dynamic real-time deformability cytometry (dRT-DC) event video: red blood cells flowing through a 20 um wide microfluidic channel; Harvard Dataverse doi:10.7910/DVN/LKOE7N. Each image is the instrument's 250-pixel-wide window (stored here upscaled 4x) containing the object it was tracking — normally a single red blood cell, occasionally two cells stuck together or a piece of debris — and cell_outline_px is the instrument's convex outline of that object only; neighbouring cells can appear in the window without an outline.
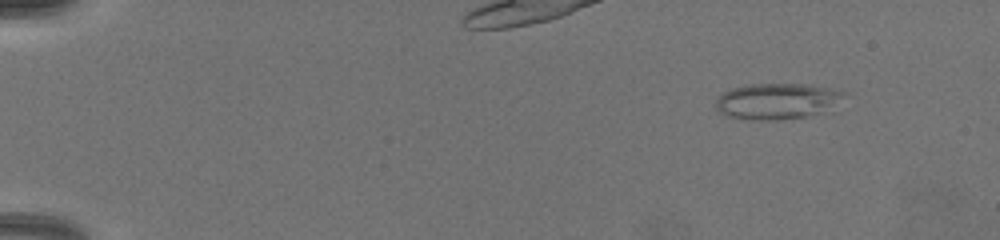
{"species": "common noctule bat (a hibernating species)", "species_latin": "Nyctalus noctula", "temperature_condition": "warm", "stored_images_in_passage": 17, "camera_frame_rate_fps": 3000, "um_per_image_px": 0.085, "animal": {"sex": "female", "body_mass_g": 19.5, "forearm_length_mm": 54.1}, "frame": {"image": 1, "passage_image": 3, "time_ms": 0.667, "image_size_px": [1000, 240], "cell_outline_px": [[848, 92], [832, 112], [808, 116], [776, 120], [752, 120], [728, 116], [720, 112], [716, 108], [716, 100], [724, 92], [732, 88], [752, 84], [808, 84]], "centroid_in_image_um": [66.15, 8.61], "position_along_channel_um": 18.9, "area_um2": 27.28}}